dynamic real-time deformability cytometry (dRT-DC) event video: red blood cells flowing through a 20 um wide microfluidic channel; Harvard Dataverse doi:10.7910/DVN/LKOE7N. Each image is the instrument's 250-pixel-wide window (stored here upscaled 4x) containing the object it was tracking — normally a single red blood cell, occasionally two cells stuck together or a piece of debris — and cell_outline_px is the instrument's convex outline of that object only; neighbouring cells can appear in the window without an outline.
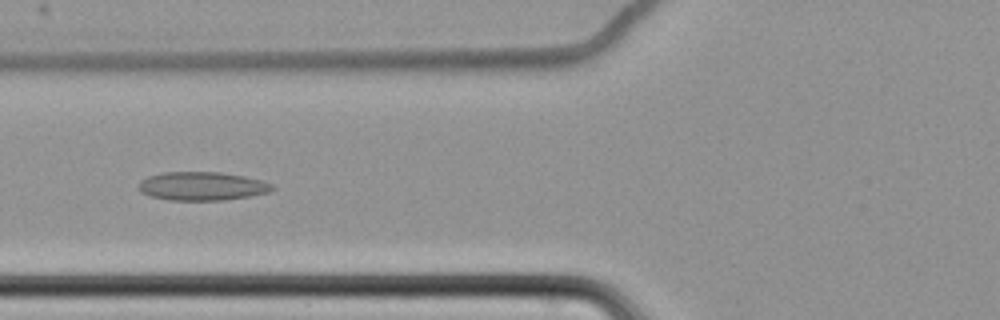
{"species": "common noctule bat (a hibernating species)", "species_latin": "Nyctalus noctula", "temperature_condition": "cold", "stored_images_in_passage": 64, "camera_frame_rate_fps": 3000, "um_per_image_px": 0.085, "animal": {"sex": "female", "body_mass_g": 22.7, "forearm_length_mm": 54.2}, "frame": {"image": 1, "passage_image": 28, "time_ms": 9.0, "image_size_px": [1000, 320], "cell_outline_px": [[276, 188], [268, 192], [248, 196], [224, 200], [168, 200], [148, 196], [140, 192], [140, 180], [148, 176], [164, 172], [220, 172], [244, 176], [260, 180], [272, 184]], "centroid_in_image_um": [17.15, 15.82], "position_along_channel_um": 108.6, "area_um2": 22.2}}
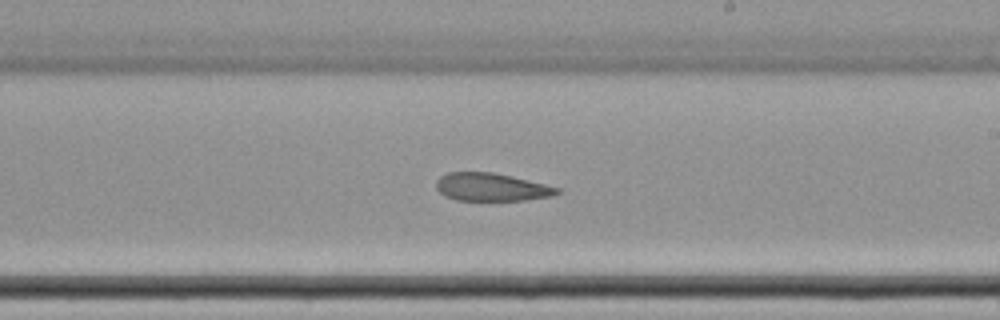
{"frame": {"image": 2, "passage_image": 40, "time_ms": 13.0, "image_size_px": [1000, 320], "cell_outline_px": [[560, 192], [552, 196], [524, 200], [492, 204], [456, 200], [444, 196], [436, 188], [436, 180], [440, 176], [448, 172], [492, 172], [512, 176], [560, 188]], "centroid_in_image_um": [41.74, 15.96], "position_along_channel_um": 247.3, "area_um2": 20.63}}
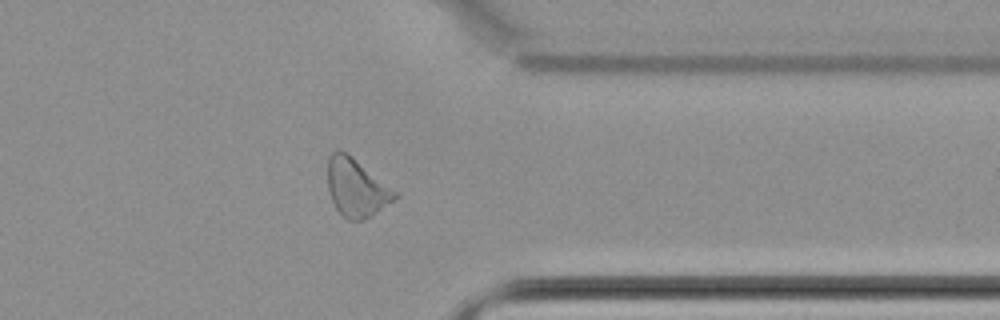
{"frame": {"image": 3, "passage_image": 52, "time_ms": 17.0, "image_size_px": [1000, 320], "cell_outline_px": [[400, 196], [372, 216], [364, 220], [348, 220], [336, 208], [332, 200], [328, 188], [328, 156], [336, 148], [352, 156], [400, 192]], "centroid_in_image_um": [30.34, 15.94], "position_along_channel_um": 381.1, "area_um2": 23.06}, "authors_computed_cell_mechanics": {"area_um2": 23.0333, "velocity_mm_per_s": 3.4685, "shape_relaxation_time_tau1_ms": null, "shape_relaxation_time_tau2_ms": 4.8629, "deformation_change_tau1": null, "deformation_change_tau2": 0.1236}}